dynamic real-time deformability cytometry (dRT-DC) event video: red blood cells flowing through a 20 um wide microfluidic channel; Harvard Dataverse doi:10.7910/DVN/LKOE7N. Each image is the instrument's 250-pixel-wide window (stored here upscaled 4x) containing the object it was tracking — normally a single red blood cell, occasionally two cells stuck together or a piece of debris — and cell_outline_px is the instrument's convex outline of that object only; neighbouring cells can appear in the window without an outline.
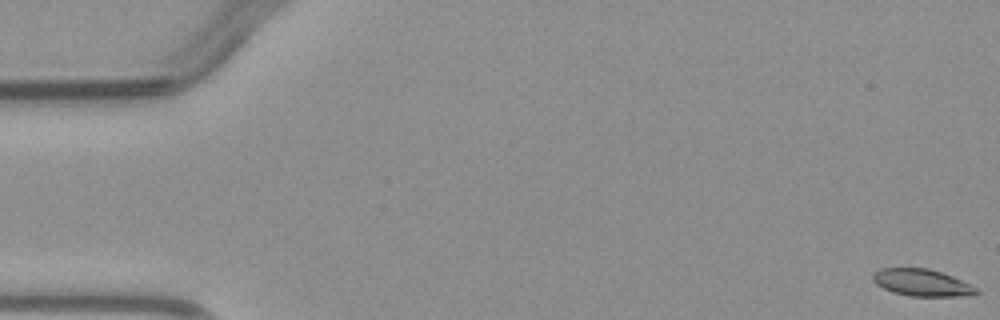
{"species": "common noctule bat (a hibernating species)", "species_latin": "Nyctalus noctula", "temperature_condition": "warm", "stored_images_in_passage": 4, "camera_frame_rate_fps": 3000, "um_per_image_px": 0.085, "animal": {"sex": "male", "body_mass_g": 23.1, "forearm_length_mm": 52.7}, "frame": {"image": 1, "passage_image": 1, "time_ms": 0.0, "image_size_px": [1000, 320], "cell_outline_px": [[980, 292], [976, 296], [912, 296], [892, 292], [876, 284], [872, 280], [872, 276], [880, 268], [928, 268], [952, 276], [972, 284]], "centroid_in_image_um": [78.41, 24.03], "position_along_channel_um": 6.6, "area_um2": 16.36}}
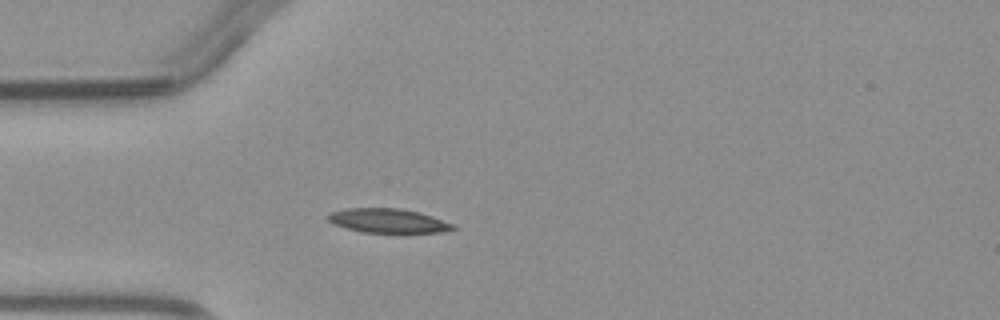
{"frame": {"image": 2, "passage_image": 4, "time_ms": 4.333, "image_size_px": [1000, 320], "cell_outline_px": [[456, 228], [440, 232], [364, 232], [332, 224], [324, 216], [328, 212], [344, 208], [400, 208], [420, 212], [456, 224]], "centroid_in_image_um": [32.94, 18.74], "position_along_channel_um": 52.1, "area_um2": 17.74}}